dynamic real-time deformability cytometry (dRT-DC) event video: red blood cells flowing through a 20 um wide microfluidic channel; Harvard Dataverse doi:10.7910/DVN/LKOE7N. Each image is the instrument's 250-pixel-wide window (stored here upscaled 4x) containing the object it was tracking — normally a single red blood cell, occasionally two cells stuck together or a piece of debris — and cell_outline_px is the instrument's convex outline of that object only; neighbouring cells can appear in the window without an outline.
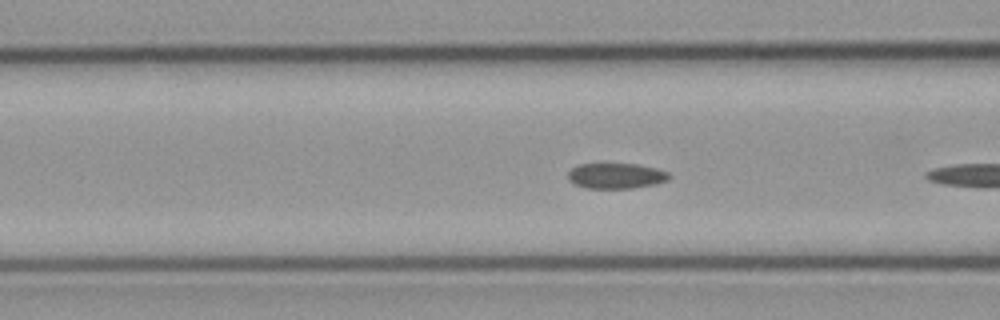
{"species": "common noctule bat (a hibernating species)", "species_latin": "Nyctalus noctula", "temperature_condition": "cold", "stored_images_in_passage": 7, "camera_frame_rate_fps": 3000, "um_per_image_px": 0.085, "animal": {"sex": "male", "body_mass_g": 23.1, "forearm_length_mm": 52.7}, "frame": {"image": 1, "passage_image": 6, "time_ms": 1.667, "image_size_px": [1000, 320], "cell_outline_px": [[672, 176], [668, 180], [656, 184], [632, 188], [584, 188], [568, 180], [568, 172], [572, 168], [580, 164], [636, 164], [656, 168], [668, 172]], "centroid_in_image_um": [52.38, 14.95], "position_along_channel_um": 114.2, "area_um2": 15.03}}